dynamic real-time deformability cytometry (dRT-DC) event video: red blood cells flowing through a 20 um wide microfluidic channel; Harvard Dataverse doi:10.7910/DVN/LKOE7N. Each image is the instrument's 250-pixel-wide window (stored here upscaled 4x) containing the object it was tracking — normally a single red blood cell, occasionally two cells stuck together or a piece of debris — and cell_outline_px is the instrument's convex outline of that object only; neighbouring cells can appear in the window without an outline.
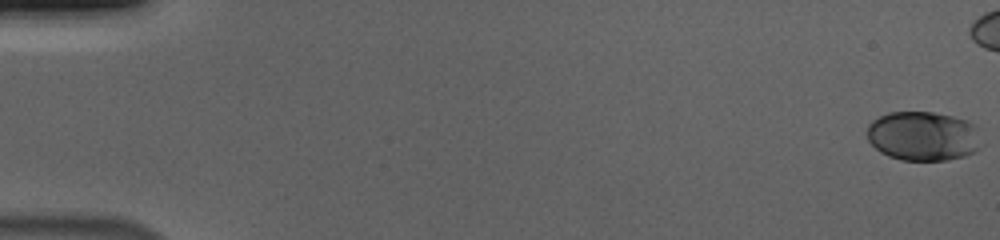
{"species": "human", "species_latin": "Homo sapiens", "temperature_condition": "cold", "stored_images_in_passage": 48, "camera_frame_rate_fps": 3000, "um_per_image_px": 0.085, "donor": {"sex": "male"}, "frame": {"image": 1, "passage_image": 1, "time_ms": 0.0, "image_size_px": [1000, 240], "cell_outline_px": [[984, 144], [980, 148], [964, 156], [948, 160], [900, 160], [888, 156], [880, 152], [868, 140], [868, 124], [872, 120], [888, 112], [932, 112], [952, 116], [968, 120], [976, 128]], "centroid_in_image_um": [78.48, 11.57], "position_along_channel_um": 6.5, "area_um2": 33.12}}
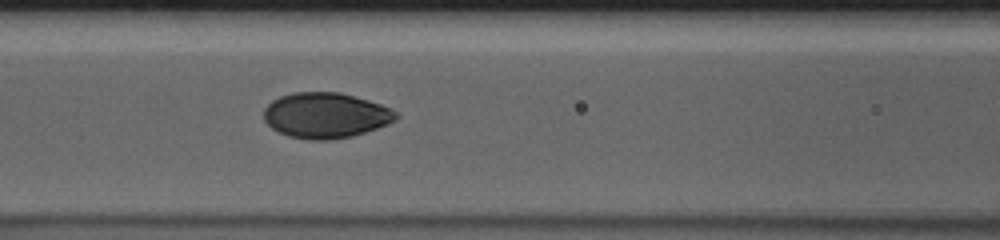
{"frame": {"image": 2, "passage_image": 26, "time_ms": 8.333, "image_size_px": [1000, 240], "cell_outline_px": [[400, 116], [396, 120], [388, 124], [352, 136], [328, 140], [308, 140], [288, 136], [272, 128], [264, 120], [264, 108], [272, 100], [280, 96], [292, 92], [340, 92], [368, 100], [392, 108]], "centroid_in_image_um": [27.68, 9.8], "position_along_channel_um": 138.9, "area_um2": 35.14}}
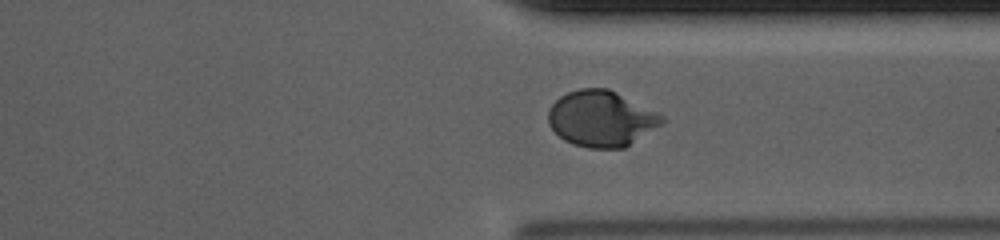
{"frame": {"image": 3, "passage_image": 44, "time_ms": 14.333, "image_size_px": [1000, 240], "cell_outline_px": [[668, 120], [624, 148], [588, 148], [572, 144], [564, 140], [548, 124], [548, 108], [560, 96], [568, 92], [580, 88], [608, 88], [664, 116]], "centroid_in_image_um": [51.09, 10.09], "position_along_channel_um": 360.3, "area_um2": 36.88}}